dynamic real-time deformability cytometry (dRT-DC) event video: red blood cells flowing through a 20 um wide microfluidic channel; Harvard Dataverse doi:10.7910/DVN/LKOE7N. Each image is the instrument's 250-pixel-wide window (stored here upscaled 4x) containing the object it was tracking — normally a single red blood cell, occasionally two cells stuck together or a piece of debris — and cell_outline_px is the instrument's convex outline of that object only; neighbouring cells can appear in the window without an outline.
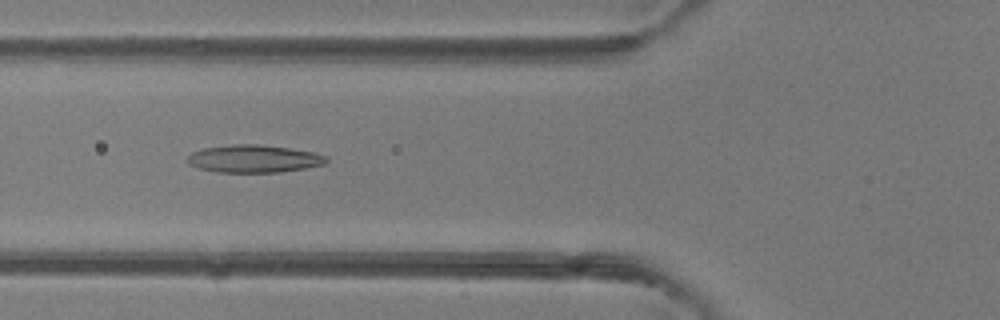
{"species": "common noctule bat (a hibernating species)", "species_latin": "Nyctalus noctula", "temperature_condition": "room temperature", "stored_images_in_passage": 49, "camera_frame_rate_fps": 3000, "um_per_image_px": 0.085, "animal": {"sex": "female"}, "frame": {"image": 1, "passage_image": 18, "time_ms": 5.667, "image_size_px": [1000, 320], "cell_outline_px": [[328, 160], [324, 164], [304, 168], [280, 172], [216, 172], [200, 168], [188, 164], [188, 156], [192, 152], [204, 148], [232, 144], [256, 144], [288, 148], [312, 152], [328, 156]], "centroid_in_image_um": [21.57, 13.49], "position_along_channel_um": 104.2, "area_um2": 22.2}}
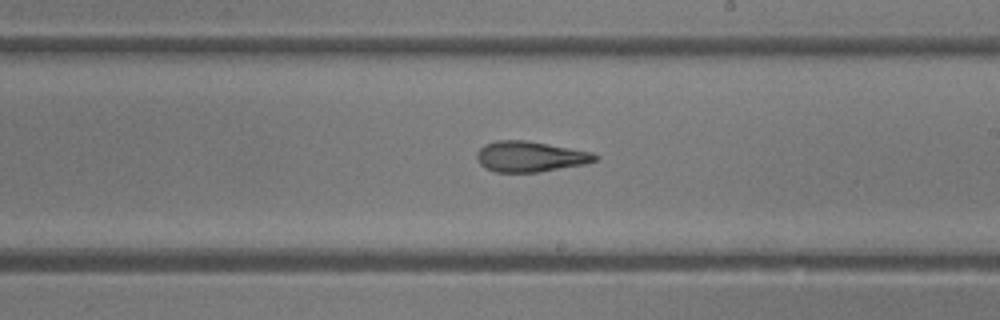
{"frame": {"image": 2, "passage_image": 28, "time_ms": 9.0, "image_size_px": [1000, 320], "cell_outline_px": [[600, 156], [596, 160], [584, 164], [540, 172], [496, 172], [484, 168], [480, 164], [476, 156], [476, 152], [484, 144], [496, 140], [524, 140], [592, 152]], "centroid_in_image_um": [45.03, 13.31], "position_along_channel_um": 244.0, "area_um2": 21.04}}
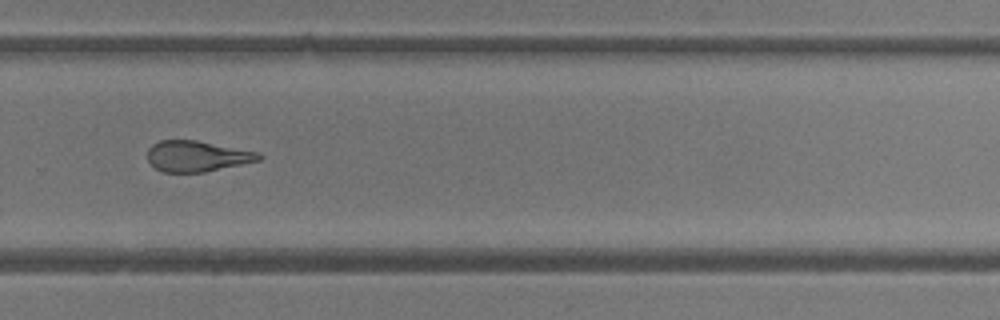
{"frame": {"image": 3, "passage_image": 33, "time_ms": 10.667, "image_size_px": [1000, 320], "cell_outline_px": [[264, 156], [260, 160], [204, 172], [164, 172], [156, 168], [148, 160], [148, 148], [152, 144], [160, 140], [196, 140], [260, 152]], "centroid_in_image_um": [16.76, 13.26], "position_along_channel_um": 313.0, "area_um2": 19.94}, "authors_computed_cell_mechanics": {"area_um2": 22.1952, "velocity_mm_per_s": 4.1759, "shape_relaxation_time_tau1_ms": 8.7777, "shape_relaxation_time_tau2_ms": 3.2371, "deformation_change_tau1": 0.2464, "deformation_change_tau2": 0.145}}